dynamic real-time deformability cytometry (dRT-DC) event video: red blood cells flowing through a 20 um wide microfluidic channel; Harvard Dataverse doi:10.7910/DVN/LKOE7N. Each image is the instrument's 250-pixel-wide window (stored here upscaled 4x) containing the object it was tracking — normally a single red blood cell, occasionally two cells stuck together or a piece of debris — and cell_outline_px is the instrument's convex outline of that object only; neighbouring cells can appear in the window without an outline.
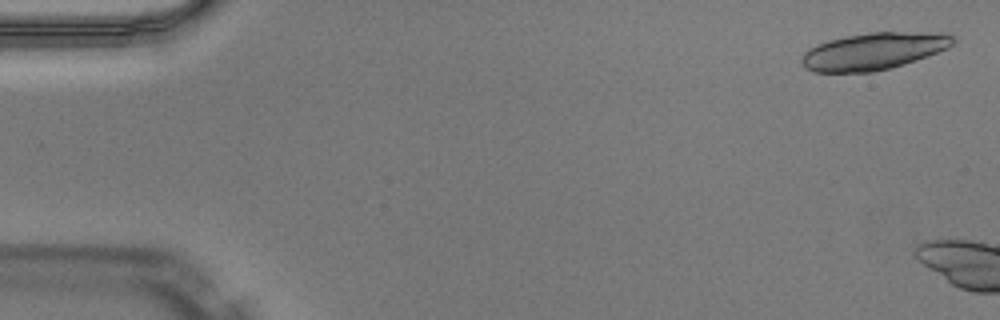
{"species": "Egyptian fruit bat (a non-hibernating species)", "species_latin": "Rousettus aegyptiacus", "temperature_condition": "warm", "stored_images_in_passage": 5, "camera_frame_rate_fps": 3000, "um_per_image_px": 0.085, "animal": {"sex": "male"}, "frame": {"image": 1, "passage_image": 2, "time_ms": 0.333, "image_size_px": [1000, 320], "cell_outline_px": [[956, 40], [948, 48], [904, 64], [872, 72], [816, 72], [804, 68], [800, 60], [804, 52], [808, 48], [816, 44], [828, 40], [844, 36], [872, 32], [948, 32]], "centroid_in_image_um": [74.24, 4.34], "position_along_channel_um": 10.8, "area_um2": 32.83}}